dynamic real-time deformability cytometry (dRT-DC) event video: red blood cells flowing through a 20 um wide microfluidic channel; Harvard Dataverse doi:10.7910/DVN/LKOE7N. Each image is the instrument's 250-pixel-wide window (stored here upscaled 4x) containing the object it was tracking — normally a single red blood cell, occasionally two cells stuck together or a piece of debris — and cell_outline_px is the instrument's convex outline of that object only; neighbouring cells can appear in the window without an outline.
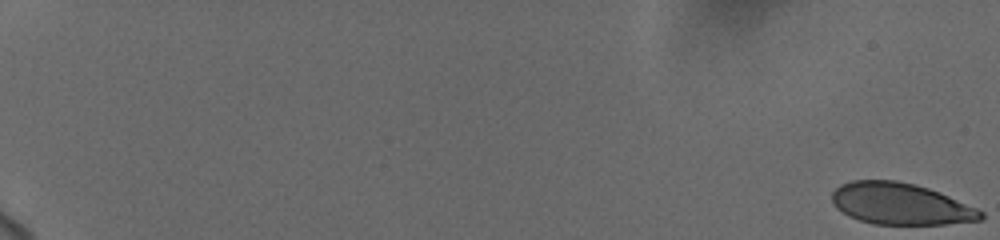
{"species": "human", "species_latin": "Homo sapiens", "temperature_condition": "cold", "stored_images_in_passage": 23, "camera_frame_rate_fps": 3000, "um_per_image_px": 0.085, "donor": {"sex": "female"}, "frame": {"image": 1, "passage_image": 1, "time_ms": 0.0, "image_size_px": [1000, 240], "cell_outline_px": [[984, 216], [980, 220], [944, 224], [872, 224], [848, 216], [836, 208], [832, 204], [832, 192], [840, 184], [852, 180], [896, 180], [916, 184], [928, 188], [948, 196], [976, 208], [984, 212]], "centroid_in_image_um": [76.5, 17.32], "position_along_channel_um": 8.5, "area_um2": 36.01}}
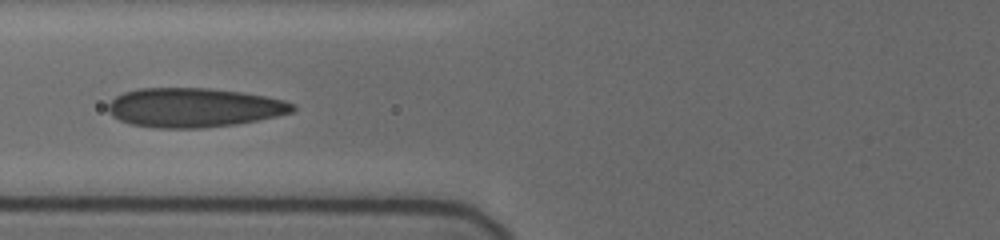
{"frame": {"image": 2, "passage_image": 14, "time_ms": 9.0, "image_size_px": [1000, 240], "cell_outline_px": [[296, 112], [236, 124], [204, 128], [156, 128], [132, 124], [120, 120], [112, 116], [108, 112], [108, 104], [116, 96], [124, 92], [140, 88], [208, 88], [240, 92], [264, 96], [284, 100], [296, 104]], "centroid_in_image_um": [16.49, 9.15], "position_along_channel_um": 109.3, "area_um2": 42.25}}
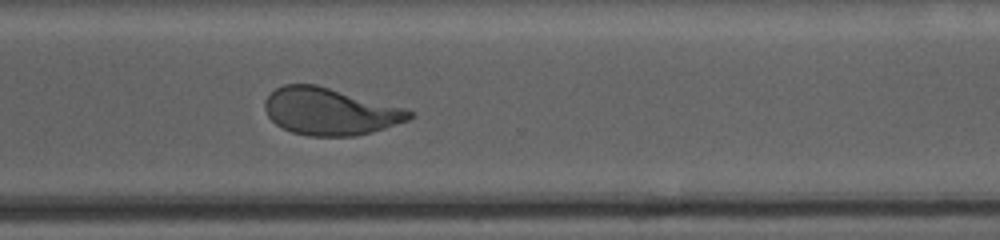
{"frame": {"image": 3, "passage_image": 23, "time_ms": 15.333, "image_size_px": [1000, 240], "cell_outline_px": [[412, 116], [408, 120], [372, 132], [356, 136], [308, 136], [292, 132], [276, 124], [268, 116], [264, 108], [264, 100], [276, 88], [284, 84], [316, 84], [404, 108], [412, 112]], "centroid_in_image_um": [28.01, 9.48], "position_along_channel_um": 342.6, "area_um2": 39.36}}